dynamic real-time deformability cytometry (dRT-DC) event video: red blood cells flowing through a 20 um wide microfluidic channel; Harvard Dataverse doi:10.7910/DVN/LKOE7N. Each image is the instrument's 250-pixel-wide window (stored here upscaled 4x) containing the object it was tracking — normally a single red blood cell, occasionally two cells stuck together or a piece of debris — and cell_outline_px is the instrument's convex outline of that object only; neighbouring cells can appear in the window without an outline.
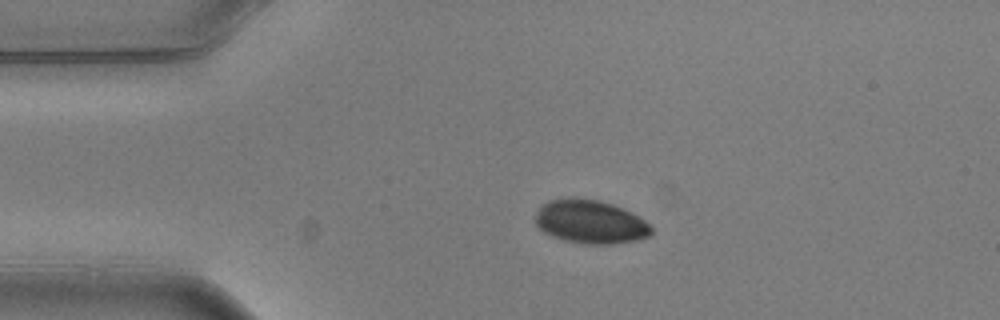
{"species": "common noctule bat (a hibernating species)", "species_latin": "Nyctalus noctula", "temperature_condition": "warm", "stored_images_in_passage": 3, "camera_frame_rate_fps": 3000, "um_per_image_px": 0.085, "animal": {"sex": "male", "body_mass_g": 20.5, "forearm_length_mm": 52.5}, "frame": {"image": 1, "passage_image": 1, "time_ms": 0.0, "image_size_px": [1000, 320], "cell_outline_px": [[652, 232], [648, 236], [636, 240], [612, 244], [584, 244], [564, 240], [552, 236], [544, 232], [536, 224], [536, 212], [540, 204], [548, 200], [568, 196], [600, 200], [612, 204], [632, 212], [644, 220], [652, 228]], "centroid_in_image_um": [50.14, 18.83], "position_along_channel_um": 34.9, "area_um2": 29.71}}